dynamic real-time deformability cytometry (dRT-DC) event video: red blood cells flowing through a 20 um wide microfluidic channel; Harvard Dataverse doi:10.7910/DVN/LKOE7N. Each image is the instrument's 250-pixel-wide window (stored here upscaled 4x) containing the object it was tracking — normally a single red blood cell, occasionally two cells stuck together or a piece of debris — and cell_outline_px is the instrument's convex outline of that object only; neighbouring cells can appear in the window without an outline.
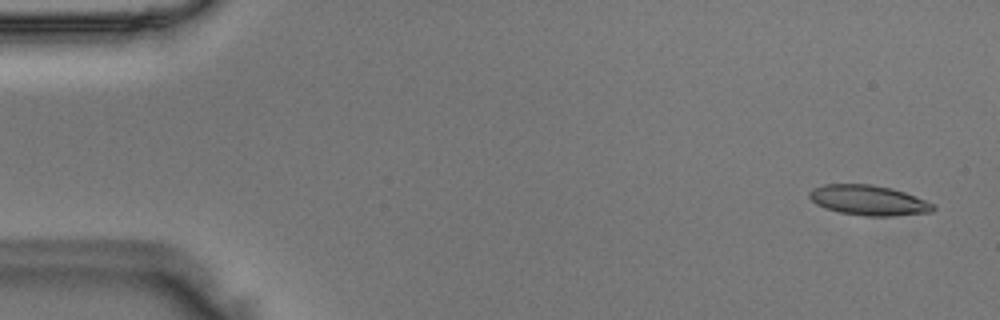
{"species": "Egyptian fruit bat (a non-hibernating species)", "species_latin": "Rousettus aegyptiacus", "temperature_condition": "room temperature", "stored_images_in_passage": 51, "camera_frame_rate_fps": 3000, "um_per_image_px": 0.085, "animal": {"sex": "male"}, "frame": {"image": 1, "passage_image": 2, "time_ms": 0.333, "image_size_px": [1000, 320], "cell_outline_px": [[936, 208], [932, 212], [892, 216], [864, 216], [840, 212], [824, 208], [816, 204], [808, 196], [808, 192], [812, 188], [824, 184], [872, 184], [892, 188], [904, 192], [936, 204]], "centroid_in_image_um": [73.83, 17.02], "position_along_channel_um": 11.2, "area_um2": 21.91}}
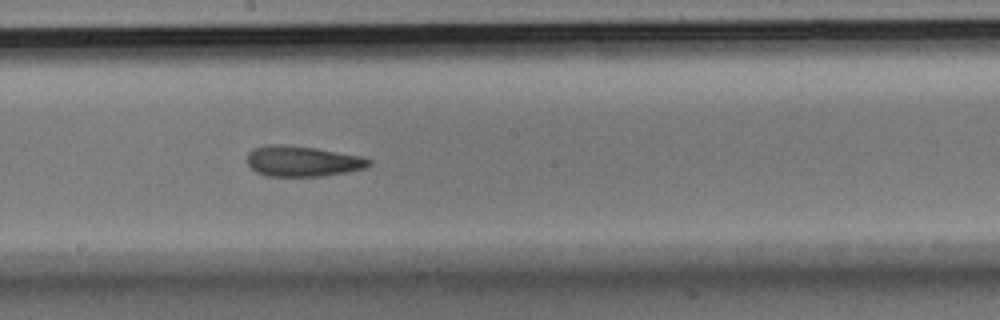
{"frame": {"image": 2, "passage_image": 27, "time_ms": 8.667, "image_size_px": [1000, 320], "cell_outline_px": [[372, 164], [368, 168], [348, 172], [320, 176], [268, 176], [256, 172], [248, 164], [248, 152], [252, 148], [268, 144], [284, 144], [316, 148], [364, 156], [372, 160]], "centroid_in_image_um": [25.76, 13.69], "position_along_channel_um": 222.4, "area_um2": 22.02}}
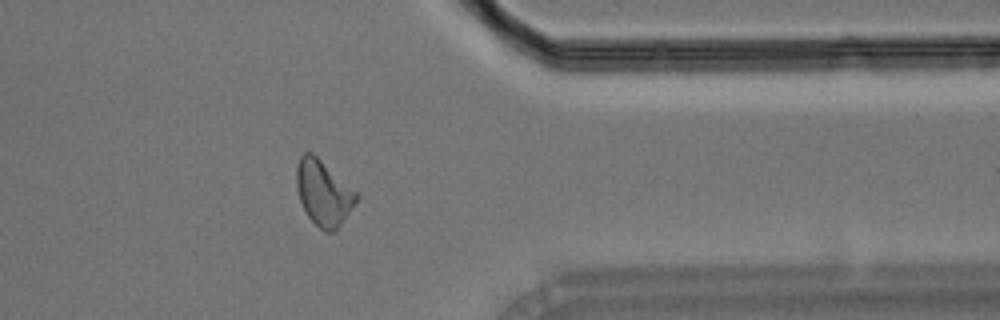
{"frame": {"image": 3, "passage_image": 40, "time_ms": 13.0, "image_size_px": [1000, 320], "cell_outline_px": [[360, 196], [336, 228], [332, 232], [324, 232], [308, 216], [300, 200], [296, 184], [296, 168], [300, 156], [304, 152], [312, 152], [356, 192]], "centroid_in_image_um": [27.46, 16.37], "position_along_channel_um": 383.9, "area_um2": 22.08}}